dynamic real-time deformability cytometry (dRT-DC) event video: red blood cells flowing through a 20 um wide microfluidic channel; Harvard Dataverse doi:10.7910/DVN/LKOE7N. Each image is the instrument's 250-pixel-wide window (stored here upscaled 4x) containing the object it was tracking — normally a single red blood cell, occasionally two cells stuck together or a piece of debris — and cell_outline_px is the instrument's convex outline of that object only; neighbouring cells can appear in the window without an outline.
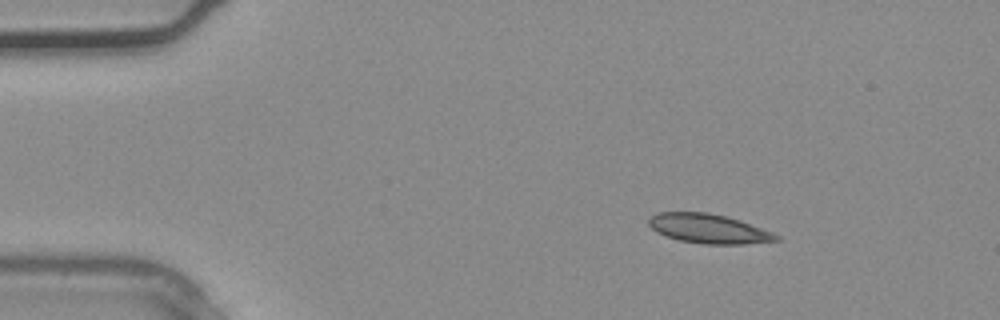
{"species": "common noctule bat (a hibernating species)", "species_latin": "Nyctalus noctula", "temperature_condition": "warm", "stored_images_in_passage": 2, "camera_frame_rate_fps": 3000, "um_per_image_px": 0.085, "animal": {"sex": "male", "body_mass_g": 20.4}, "frame": {"image": 1, "passage_image": 1, "time_ms": 0.0, "image_size_px": [1000, 320], "cell_outline_px": [[780, 240], [744, 244], [704, 244], [680, 240], [664, 236], [656, 232], [648, 224], [648, 220], [652, 216], [660, 212], [708, 212], [740, 220], [772, 232], [780, 236]], "centroid_in_image_um": [60.23, 19.44], "position_along_channel_um": 24.8, "area_um2": 21.73}}
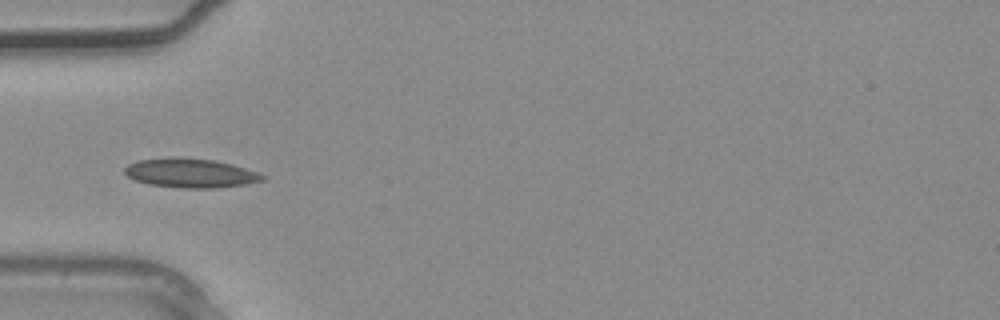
{"frame": {"image": 2, "passage_image": 2, "time_ms": 0.333, "image_size_px": [1000, 320], "cell_outline_px": [[264, 180], [244, 184], [216, 188], [180, 188], [148, 184], [136, 180], [128, 176], [124, 172], [124, 168], [128, 164], [136, 160], [176, 156], [212, 160], [232, 164], [256, 172], [264, 176]], "centroid_in_image_um": [16.13, 14.7], "position_along_channel_um": 68.9, "area_um2": 23.41}}